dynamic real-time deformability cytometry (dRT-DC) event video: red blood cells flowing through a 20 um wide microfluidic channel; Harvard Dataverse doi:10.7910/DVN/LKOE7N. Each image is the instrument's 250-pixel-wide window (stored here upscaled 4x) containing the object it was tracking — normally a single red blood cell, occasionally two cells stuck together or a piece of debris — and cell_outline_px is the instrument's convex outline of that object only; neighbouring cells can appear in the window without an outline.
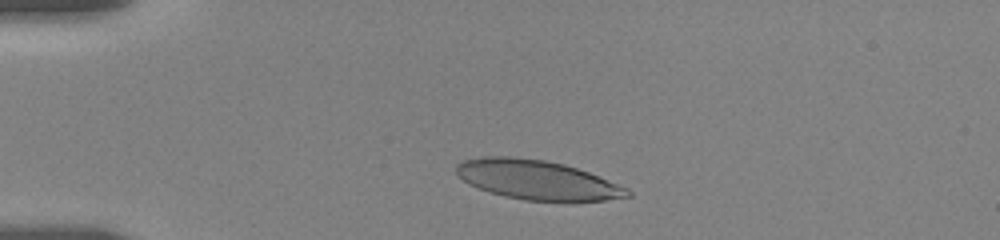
{"species": "human", "species_latin": "Homo sapiens", "temperature_condition": "room temperature", "stored_images_in_passage": 41, "camera_frame_rate_fps": 3000, "um_per_image_px": 0.085, "donor": {"sex": "female"}, "frame": {"image": 1, "passage_image": 6, "time_ms": 1.667, "image_size_px": [1000, 240], "cell_outline_px": [[632, 196], [604, 200], [524, 200], [492, 192], [468, 184], [456, 172], [456, 164], [464, 160], [480, 156], [512, 156], [544, 160], [564, 164], [588, 172], [628, 188], [632, 192]], "centroid_in_image_um": [45.64, 15.27], "position_along_channel_um": 39.4, "area_um2": 38.73}}
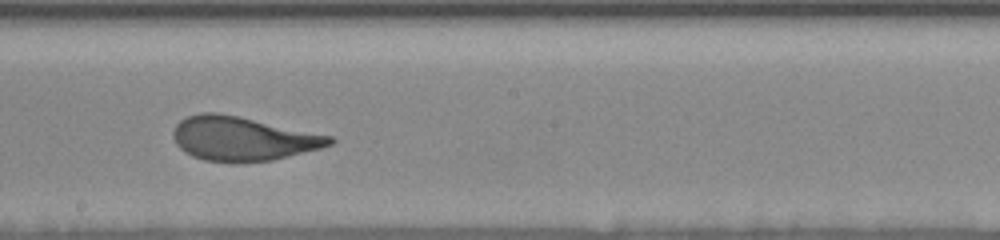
{"frame": {"image": 2, "passage_image": 25, "time_ms": 8.0, "image_size_px": [1000, 240], "cell_outline_px": [[336, 140], [332, 144], [320, 148], [272, 160], [240, 164], [232, 164], [204, 160], [192, 156], [184, 152], [176, 144], [172, 136], [172, 132], [176, 124], [180, 120], [188, 116], [200, 112], [216, 112], [236, 116], [332, 136]], "centroid_in_image_um": [20.57, 11.81], "position_along_channel_um": 227.6, "area_um2": 40.34}}
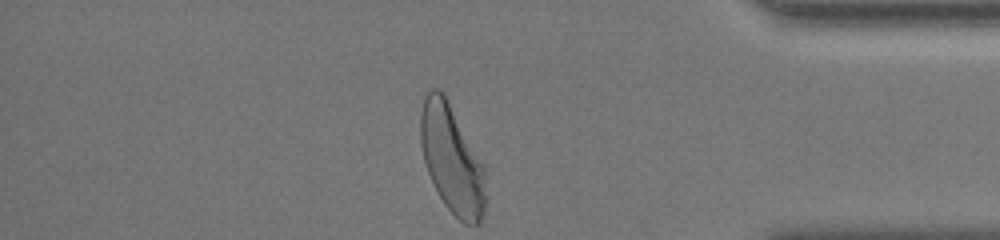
{"frame": {"image": 3, "passage_image": 41, "time_ms": 13.333, "image_size_px": [1000, 240], "cell_outline_px": [[484, 212], [480, 224], [464, 224], [444, 204], [428, 172], [424, 160], [420, 144], [420, 112], [428, 88], [436, 88], [444, 92], [484, 164]], "centroid_in_image_um": [38.39, 13.48], "position_along_channel_um": 396.8, "area_um2": 40.98}, "authors_computed_cell_mechanics": {"area_um2": 40.171, "velocity_mm_per_s": 3.5957, "shape_relaxation_time_tau1_ms": 3.639, "shape_relaxation_time_tau2_ms": null, "deformation_change_tau1": 0.1877, "deformation_change_tau2": null}}